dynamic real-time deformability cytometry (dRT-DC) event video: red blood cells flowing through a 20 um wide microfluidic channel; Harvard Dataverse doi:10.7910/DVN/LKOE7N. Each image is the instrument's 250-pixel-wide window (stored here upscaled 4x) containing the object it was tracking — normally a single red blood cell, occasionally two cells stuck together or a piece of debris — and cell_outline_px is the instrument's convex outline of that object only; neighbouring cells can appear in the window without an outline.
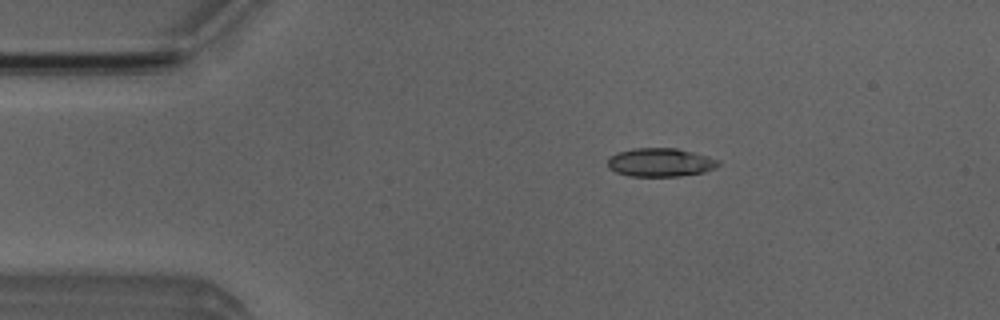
{"species": "Egyptian fruit bat (a non-hibernating species)", "species_latin": "Rousettus aegyptiacus", "temperature_condition": "room temperature", "stored_images_in_passage": 44, "camera_frame_rate_fps": 3000, "um_per_image_px": 0.085, "animal": {"sex": "male"}, "frame": {"image": 1, "passage_image": 1, "time_ms": 0.0, "image_size_px": [1000, 320], "cell_outline_px": [[720, 164], [716, 168], [704, 172], [680, 176], [628, 176], [616, 172], [608, 168], [608, 156], [616, 152], [632, 148], [676, 148], [708, 156], [720, 160]], "centroid_in_image_um": [56.11, 13.8], "position_along_channel_um": 28.9, "area_um2": 18.61}}
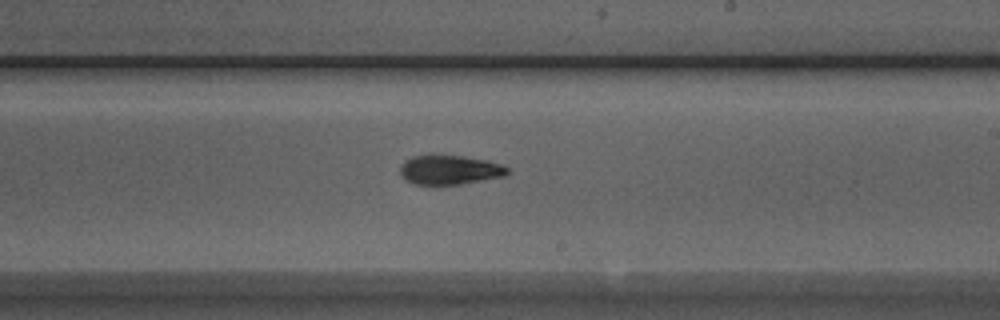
{"frame": {"image": 2, "passage_image": 22, "time_ms": 7.0, "image_size_px": [1000, 320], "cell_outline_px": [[508, 172], [504, 176], [460, 184], [416, 184], [404, 180], [400, 176], [400, 164], [404, 160], [412, 156], [432, 152], [464, 156], [488, 160], [500, 164], [508, 168]], "centroid_in_image_um": [38.14, 14.39], "position_along_channel_um": 250.9, "area_um2": 18.96}}
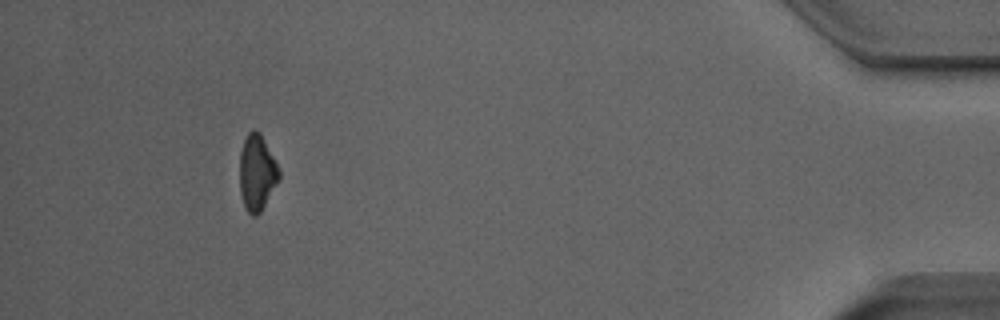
{"frame": {"image": 3, "passage_image": 40, "time_ms": 13.0, "image_size_px": [1000, 320], "cell_outline_px": [[280, 180], [260, 212], [256, 216], [252, 216], [244, 208], [240, 192], [240, 152], [244, 140], [248, 132], [252, 128], [260, 132], [280, 172]], "centroid_in_image_um": [21.83, 14.7], "position_along_channel_um": 413.4, "area_um2": 17.4}, "authors_computed_cell_mechanics": {"area_um2": 18.2648, "velocity_mm_per_s": 3.8859, "shape_relaxation_time_tau1_ms": 3.6412, "shape_relaxation_time_tau2_ms": 3.2321, "deformation_change_tau1": 0.1319, "deformation_change_tau2": 0.0932}}